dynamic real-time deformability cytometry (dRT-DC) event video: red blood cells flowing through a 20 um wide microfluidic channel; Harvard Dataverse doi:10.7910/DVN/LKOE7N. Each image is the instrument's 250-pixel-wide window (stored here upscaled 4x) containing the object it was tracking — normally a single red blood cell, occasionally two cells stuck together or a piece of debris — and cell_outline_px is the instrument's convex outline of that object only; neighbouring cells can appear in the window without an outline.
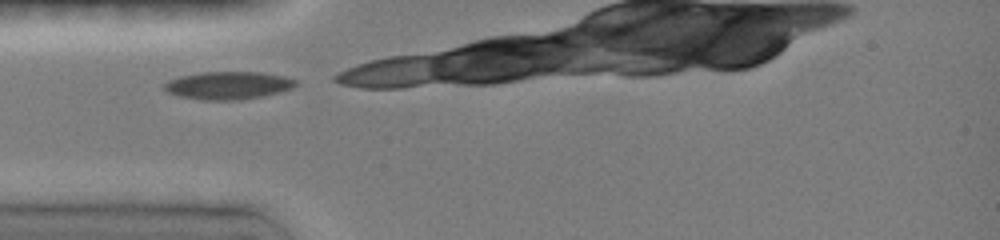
{"species": "common noctule bat (a hibernating species)", "species_latin": "Nyctalus noctula", "temperature_condition": "room temperature", "stored_images_in_passage": 3, "camera_frame_rate_fps": 3000, "um_per_image_px": 0.085, "animal": {"sex": "female", "body_mass_g": 19.0, "forearm_length_mm": 51.5}, "frame": {"image": 1, "passage_image": 1, "time_ms": 0.0, "image_size_px": [1000, 240], "cell_outline_px": [[296, 84], [292, 88], [260, 96], [232, 100], [204, 100], [180, 96], [168, 92], [164, 88], [164, 84], [168, 80], [180, 76], [200, 72], [260, 72], [284, 76], [296, 80]], "centroid_in_image_um": [19.35, 7.24], "position_along_channel_um": 65.6, "area_um2": 20.92}}